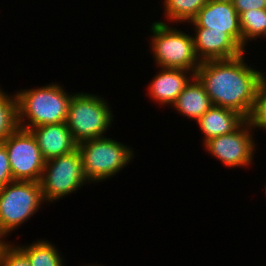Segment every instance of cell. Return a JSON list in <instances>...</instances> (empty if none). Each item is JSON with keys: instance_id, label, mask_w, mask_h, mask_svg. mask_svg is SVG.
Listing matches in <instances>:
<instances>
[{"instance_id": "1", "label": "cell", "mask_w": 266, "mask_h": 266, "mask_svg": "<svg viewBox=\"0 0 266 266\" xmlns=\"http://www.w3.org/2000/svg\"><path fill=\"white\" fill-rule=\"evenodd\" d=\"M246 52L231 59L202 61L195 72L213 105L234 110L245 119L250 115L257 89L266 76L264 69L257 70L247 63Z\"/></svg>"}, {"instance_id": "2", "label": "cell", "mask_w": 266, "mask_h": 266, "mask_svg": "<svg viewBox=\"0 0 266 266\" xmlns=\"http://www.w3.org/2000/svg\"><path fill=\"white\" fill-rule=\"evenodd\" d=\"M59 82L30 89L16 90L18 127L30 130L36 126L66 122L72 92Z\"/></svg>"}, {"instance_id": "3", "label": "cell", "mask_w": 266, "mask_h": 266, "mask_svg": "<svg viewBox=\"0 0 266 266\" xmlns=\"http://www.w3.org/2000/svg\"><path fill=\"white\" fill-rule=\"evenodd\" d=\"M89 184L107 181L125 169L136 157L134 148L107 136L77 144Z\"/></svg>"}, {"instance_id": "4", "label": "cell", "mask_w": 266, "mask_h": 266, "mask_svg": "<svg viewBox=\"0 0 266 266\" xmlns=\"http://www.w3.org/2000/svg\"><path fill=\"white\" fill-rule=\"evenodd\" d=\"M149 51L154 59L156 69L177 68L191 71L194 75L201 61L194 50V38L171 24L153 21L151 23Z\"/></svg>"}, {"instance_id": "5", "label": "cell", "mask_w": 266, "mask_h": 266, "mask_svg": "<svg viewBox=\"0 0 266 266\" xmlns=\"http://www.w3.org/2000/svg\"><path fill=\"white\" fill-rule=\"evenodd\" d=\"M108 99L99 94L73 92L66 124L77 143L107 136L114 114Z\"/></svg>"}, {"instance_id": "6", "label": "cell", "mask_w": 266, "mask_h": 266, "mask_svg": "<svg viewBox=\"0 0 266 266\" xmlns=\"http://www.w3.org/2000/svg\"><path fill=\"white\" fill-rule=\"evenodd\" d=\"M44 203L39 182L6 184L0 189V238L7 241L5 238L36 215Z\"/></svg>"}, {"instance_id": "7", "label": "cell", "mask_w": 266, "mask_h": 266, "mask_svg": "<svg viewBox=\"0 0 266 266\" xmlns=\"http://www.w3.org/2000/svg\"><path fill=\"white\" fill-rule=\"evenodd\" d=\"M39 183L45 205L57 203L63 197L77 193L84 185H89L78 149L45 161Z\"/></svg>"}, {"instance_id": "8", "label": "cell", "mask_w": 266, "mask_h": 266, "mask_svg": "<svg viewBox=\"0 0 266 266\" xmlns=\"http://www.w3.org/2000/svg\"><path fill=\"white\" fill-rule=\"evenodd\" d=\"M254 131L247 120L229 134L220 135L202 144L212 157L223 164V167L248 168L254 164L257 149Z\"/></svg>"}, {"instance_id": "9", "label": "cell", "mask_w": 266, "mask_h": 266, "mask_svg": "<svg viewBox=\"0 0 266 266\" xmlns=\"http://www.w3.org/2000/svg\"><path fill=\"white\" fill-rule=\"evenodd\" d=\"M2 143L6 147L13 181L39 182L45 160L32 132L18 127Z\"/></svg>"}, {"instance_id": "10", "label": "cell", "mask_w": 266, "mask_h": 266, "mask_svg": "<svg viewBox=\"0 0 266 266\" xmlns=\"http://www.w3.org/2000/svg\"><path fill=\"white\" fill-rule=\"evenodd\" d=\"M187 25L193 26L192 28H208L211 31L225 32L242 48L239 15L232 2L208 1Z\"/></svg>"}, {"instance_id": "11", "label": "cell", "mask_w": 266, "mask_h": 266, "mask_svg": "<svg viewBox=\"0 0 266 266\" xmlns=\"http://www.w3.org/2000/svg\"><path fill=\"white\" fill-rule=\"evenodd\" d=\"M193 30L194 50L202 61L231 59L245 51L225 32L211 31L208 28H191Z\"/></svg>"}, {"instance_id": "12", "label": "cell", "mask_w": 266, "mask_h": 266, "mask_svg": "<svg viewBox=\"0 0 266 266\" xmlns=\"http://www.w3.org/2000/svg\"><path fill=\"white\" fill-rule=\"evenodd\" d=\"M148 83L149 99L159 106H172L185 86L195 76L191 71L177 68L160 67Z\"/></svg>"}, {"instance_id": "13", "label": "cell", "mask_w": 266, "mask_h": 266, "mask_svg": "<svg viewBox=\"0 0 266 266\" xmlns=\"http://www.w3.org/2000/svg\"><path fill=\"white\" fill-rule=\"evenodd\" d=\"M40 152L45 161L68 154L77 149L66 122L59 124H46L31 128Z\"/></svg>"}, {"instance_id": "14", "label": "cell", "mask_w": 266, "mask_h": 266, "mask_svg": "<svg viewBox=\"0 0 266 266\" xmlns=\"http://www.w3.org/2000/svg\"><path fill=\"white\" fill-rule=\"evenodd\" d=\"M246 119L238 112L212 105L197 121L203 144L211 138L236 130Z\"/></svg>"}, {"instance_id": "15", "label": "cell", "mask_w": 266, "mask_h": 266, "mask_svg": "<svg viewBox=\"0 0 266 266\" xmlns=\"http://www.w3.org/2000/svg\"><path fill=\"white\" fill-rule=\"evenodd\" d=\"M212 105L203 85L194 76L171 107L183 118L196 122Z\"/></svg>"}, {"instance_id": "16", "label": "cell", "mask_w": 266, "mask_h": 266, "mask_svg": "<svg viewBox=\"0 0 266 266\" xmlns=\"http://www.w3.org/2000/svg\"><path fill=\"white\" fill-rule=\"evenodd\" d=\"M52 243L40 238L29 245L17 242L15 245L27 256L31 266H65L61 251Z\"/></svg>"}, {"instance_id": "17", "label": "cell", "mask_w": 266, "mask_h": 266, "mask_svg": "<svg viewBox=\"0 0 266 266\" xmlns=\"http://www.w3.org/2000/svg\"><path fill=\"white\" fill-rule=\"evenodd\" d=\"M209 0H162L164 21L158 20L160 23L166 24H184L191 22ZM168 21V22H167Z\"/></svg>"}, {"instance_id": "18", "label": "cell", "mask_w": 266, "mask_h": 266, "mask_svg": "<svg viewBox=\"0 0 266 266\" xmlns=\"http://www.w3.org/2000/svg\"><path fill=\"white\" fill-rule=\"evenodd\" d=\"M239 26L242 34V49L246 51V46L251 40L266 38V9L250 10L239 15Z\"/></svg>"}, {"instance_id": "19", "label": "cell", "mask_w": 266, "mask_h": 266, "mask_svg": "<svg viewBox=\"0 0 266 266\" xmlns=\"http://www.w3.org/2000/svg\"><path fill=\"white\" fill-rule=\"evenodd\" d=\"M17 128L16 95L8 94L0 85V143H2Z\"/></svg>"}, {"instance_id": "20", "label": "cell", "mask_w": 266, "mask_h": 266, "mask_svg": "<svg viewBox=\"0 0 266 266\" xmlns=\"http://www.w3.org/2000/svg\"><path fill=\"white\" fill-rule=\"evenodd\" d=\"M246 120L253 130L262 129L266 133V76L257 89L253 107Z\"/></svg>"}, {"instance_id": "21", "label": "cell", "mask_w": 266, "mask_h": 266, "mask_svg": "<svg viewBox=\"0 0 266 266\" xmlns=\"http://www.w3.org/2000/svg\"><path fill=\"white\" fill-rule=\"evenodd\" d=\"M5 241L0 245V266H31L27 256L15 245Z\"/></svg>"}, {"instance_id": "22", "label": "cell", "mask_w": 266, "mask_h": 266, "mask_svg": "<svg viewBox=\"0 0 266 266\" xmlns=\"http://www.w3.org/2000/svg\"><path fill=\"white\" fill-rule=\"evenodd\" d=\"M10 182H13V177L8 154L5 145L0 143V189Z\"/></svg>"}, {"instance_id": "23", "label": "cell", "mask_w": 266, "mask_h": 266, "mask_svg": "<svg viewBox=\"0 0 266 266\" xmlns=\"http://www.w3.org/2000/svg\"><path fill=\"white\" fill-rule=\"evenodd\" d=\"M232 4L238 15L250 10L266 9V0H233Z\"/></svg>"}, {"instance_id": "24", "label": "cell", "mask_w": 266, "mask_h": 266, "mask_svg": "<svg viewBox=\"0 0 266 266\" xmlns=\"http://www.w3.org/2000/svg\"><path fill=\"white\" fill-rule=\"evenodd\" d=\"M213 2H232L233 0H209Z\"/></svg>"}, {"instance_id": "25", "label": "cell", "mask_w": 266, "mask_h": 266, "mask_svg": "<svg viewBox=\"0 0 266 266\" xmlns=\"http://www.w3.org/2000/svg\"><path fill=\"white\" fill-rule=\"evenodd\" d=\"M83 266H84V264H83ZM85 266H103V265H100V264H85Z\"/></svg>"}, {"instance_id": "26", "label": "cell", "mask_w": 266, "mask_h": 266, "mask_svg": "<svg viewBox=\"0 0 266 266\" xmlns=\"http://www.w3.org/2000/svg\"><path fill=\"white\" fill-rule=\"evenodd\" d=\"M4 241L0 238V245L3 243Z\"/></svg>"}]
</instances>
